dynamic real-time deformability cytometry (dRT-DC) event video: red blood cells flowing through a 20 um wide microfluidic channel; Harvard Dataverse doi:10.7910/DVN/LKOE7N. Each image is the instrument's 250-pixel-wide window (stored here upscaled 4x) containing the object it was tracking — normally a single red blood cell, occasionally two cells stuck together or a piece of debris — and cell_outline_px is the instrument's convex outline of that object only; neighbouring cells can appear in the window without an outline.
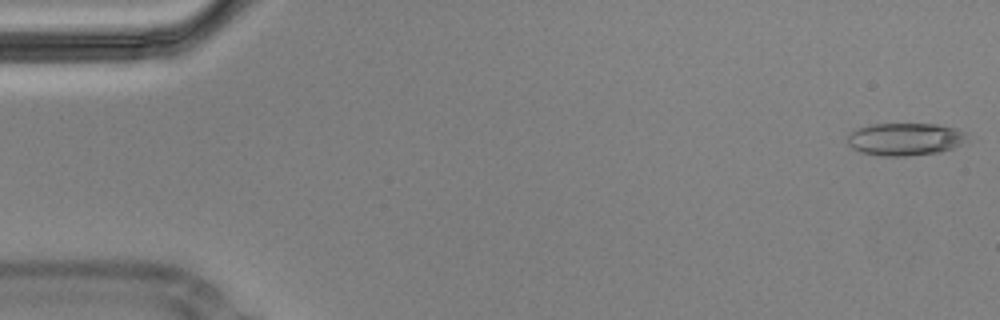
{"species": "Egyptian fruit bat (a non-hibernating species)", "species_latin": "Rousettus aegyptiacus", "temperature_condition": "cold", "stored_images_in_passage": 17, "camera_frame_rate_fps": 3000, "um_per_image_px": 0.085, "animal": {"sex": "male"}, "frame": {"image": 1, "passage_image": 1, "time_ms": 0.0, "image_size_px": [1000, 320], "cell_outline_px": [[968, 140], [952, 148], [940, 152], [904, 156], [884, 156], [860, 152], [852, 148], [848, 144], [848, 136], [856, 128], [872, 124], [936, 124], [956, 128], [964, 132]], "centroid_in_image_um": [76.92, 11.83], "position_along_channel_um": 8.1, "area_um2": 22.66}}